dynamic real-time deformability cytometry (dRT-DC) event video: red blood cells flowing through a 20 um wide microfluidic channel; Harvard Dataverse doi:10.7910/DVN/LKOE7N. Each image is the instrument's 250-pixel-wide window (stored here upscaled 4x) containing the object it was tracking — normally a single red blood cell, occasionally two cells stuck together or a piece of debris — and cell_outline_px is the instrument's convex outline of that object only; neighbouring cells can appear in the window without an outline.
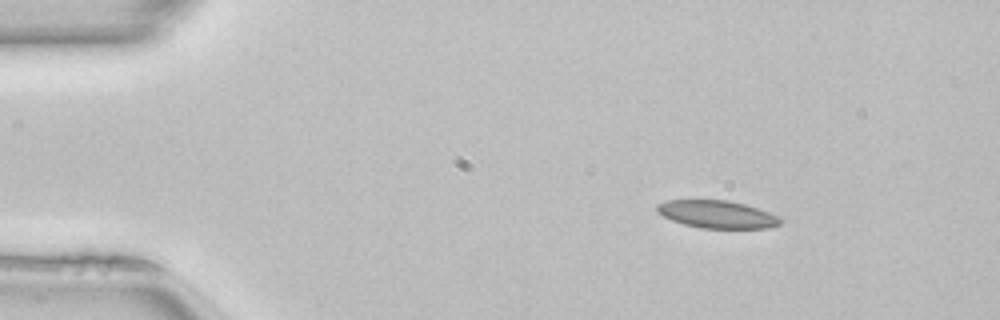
{"species": "common noctule bat (a hibernating species)", "species_latin": "Nyctalus noctula", "temperature_condition": "room temperature", "stored_images_in_passage": 22, "camera_frame_rate_fps": 3000, "um_per_image_px": 0.085, "animal": {"sex": "female", "body_mass_g": 22.7, "forearm_length_mm": 54.2}, "frame": {"image": 1, "passage_image": 1, "time_ms": 0.0, "image_size_px": [1000, 320], "cell_outline_px": [[784, 220], [780, 224], [768, 228], [700, 228], [684, 224], [672, 220], [656, 212], [656, 204], [668, 200], [728, 200], [744, 204], [768, 212]], "centroid_in_image_um": [60.93, 18.22], "position_along_channel_um": 24.1, "area_um2": 19.77}}
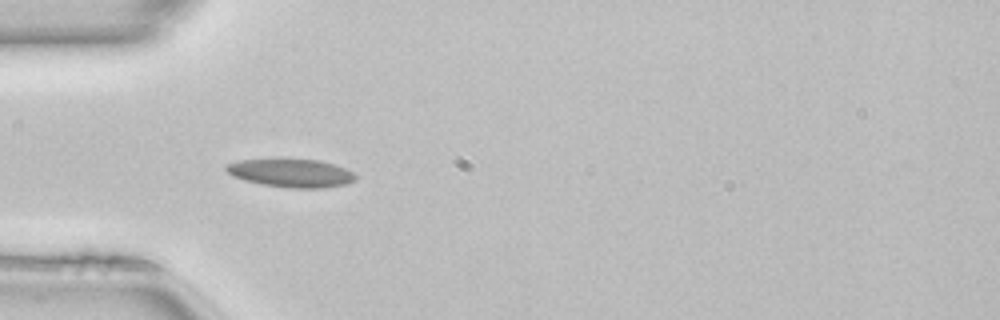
{"frame": {"image": 2, "passage_image": 9, "time_ms": 2.667, "image_size_px": [1000, 320], "cell_outline_px": [[356, 180], [348, 184], [324, 188], [288, 188], [260, 184], [244, 180], [232, 176], [224, 168], [228, 164], [240, 160], [320, 160], [336, 164], [352, 172], [356, 176]], "centroid_in_image_um": [24.79, 14.73], "position_along_channel_um": 60.2, "area_um2": 21.21}}
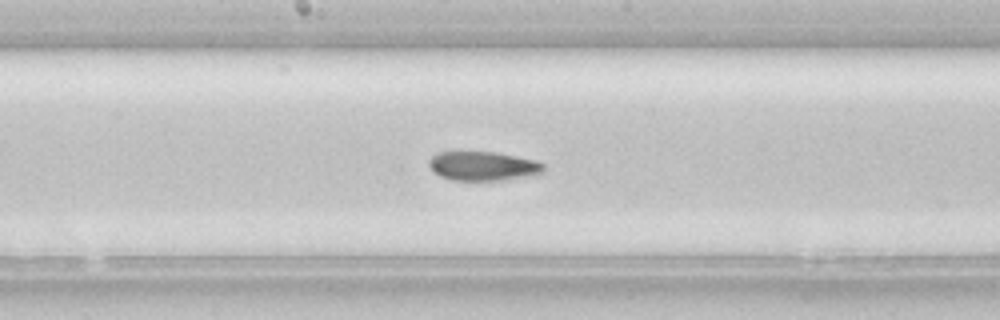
{"frame": {"image": 3, "passage_image": 20, "time_ms": 6.333, "image_size_px": [1000, 320], "cell_outline_px": [[544, 172], [536, 176], [504, 180], [452, 180], [440, 176], [432, 172], [428, 164], [428, 160], [436, 152], [460, 148], [492, 152], [536, 160], [544, 164]], "centroid_in_image_um": [41.0, 14.07], "position_along_channel_um": 207.2, "area_um2": 20.52}}